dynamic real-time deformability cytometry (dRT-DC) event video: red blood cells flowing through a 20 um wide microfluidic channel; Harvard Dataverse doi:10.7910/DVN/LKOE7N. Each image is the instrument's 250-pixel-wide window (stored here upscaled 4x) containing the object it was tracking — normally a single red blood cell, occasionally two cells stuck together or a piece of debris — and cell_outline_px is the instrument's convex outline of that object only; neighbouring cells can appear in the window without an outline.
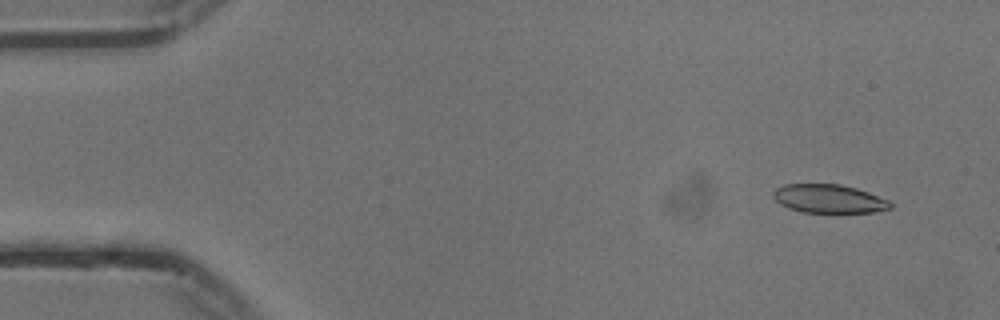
{"species": "common noctule bat (a hibernating species)", "species_latin": "Nyctalus noctula", "temperature_condition": "cold", "stored_images_in_passage": 54, "camera_frame_rate_fps": 3000, "um_per_image_px": 0.085, "animal": {"sex": "male", "body_mass_g": 13.3}, "frame": {"image": 1, "passage_image": 4, "time_ms": 1.0, "image_size_px": [1000, 320], "cell_outline_px": [[892, 208], [876, 212], [836, 216], [832, 216], [800, 212], [788, 208], [780, 204], [772, 196], [772, 192], [776, 188], [784, 184], [840, 184], [856, 188], [868, 192], [888, 200], [892, 204]], "centroid_in_image_um": [70.47, 16.96], "position_along_channel_um": 14.5, "area_um2": 20.69}}
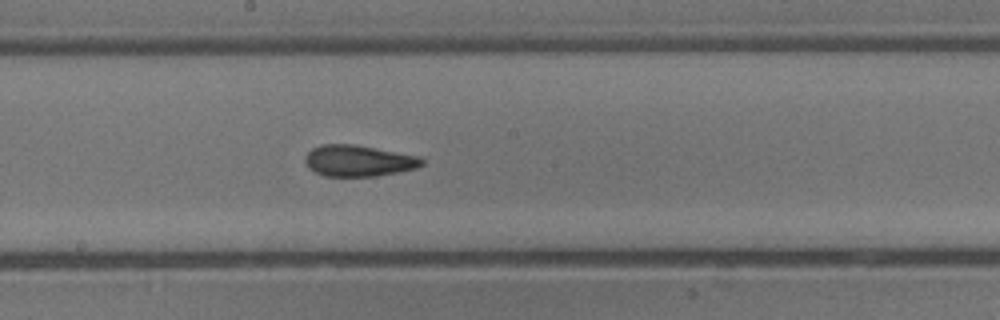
{"frame": {"image": 2, "passage_image": 29, "time_ms": 9.333, "image_size_px": [1000, 320], "cell_outline_px": [[424, 164], [416, 168], [376, 176], [324, 176], [308, 168], [304, 160], [304, 156], [312, 148], [320, 144], [356, 144], [420, 156], [424, 160]], "centroid_in_image_um": [30.46, 13.65], "position_along_channel_um": 217.7, "area_um2": 21.44}}
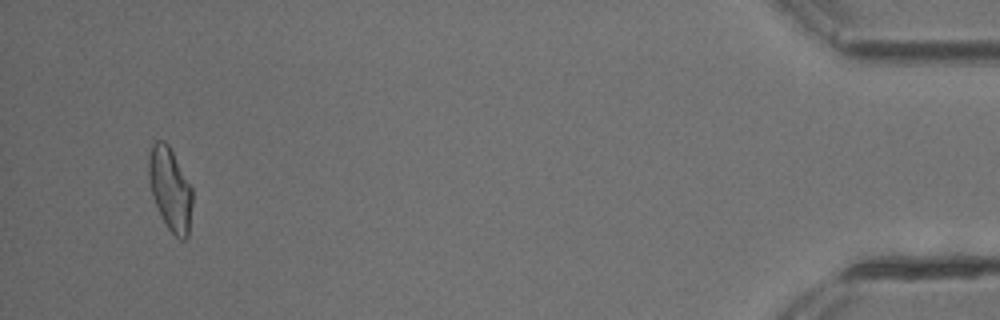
{"frame": {"image": 3, "passage_image": 52, "time_ms": 17.0, "image_size_px": [1000, 320], "cell_outline_px": [[192, 204], [188, 236], [184, 240], [180, 240], [168, 228], [156, 204], [152, 192], [148, 176], [148, 156], [152, 144], [156, 140], [164, 140], [168, 144], [192, 188]], "centroid_in_image_um": [14.46, 16.05], "position_along_channel_um": 420.7, "area_um2": 20.81}, "authors_computed_cell_mechanics": {"area_um2": 20.9814, "velocity_mm_per_s": 3.7387, "shape_relaxation_time_tau1_ms": 8.5325, "shape_relaxation_time_tau2_ms": 2.5171, "deformation_change_tau1": 0.1916, "deformation_change_tau2": 0.0942}}